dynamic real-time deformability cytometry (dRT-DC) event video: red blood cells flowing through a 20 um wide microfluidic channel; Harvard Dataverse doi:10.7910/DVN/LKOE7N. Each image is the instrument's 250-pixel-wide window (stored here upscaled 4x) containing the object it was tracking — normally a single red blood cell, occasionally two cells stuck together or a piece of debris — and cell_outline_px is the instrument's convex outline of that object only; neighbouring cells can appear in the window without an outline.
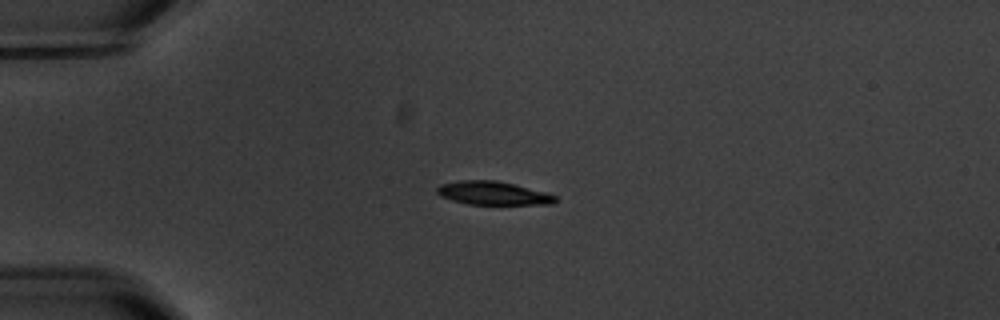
{"species": "common noctule bat (a hibernating species)", "species_latin": "Nyctalus noctula", "temperature_condition": "warm", "stored_images_in_passage": 3, "camera_frame_rate_fps": 3000, "um_per_image_px": 0.085, "animal": {"sex": "male", "body_mass_g": 20.1, "forearm_length_mm": 53.5}, "frame": {"image": 1, "passage_image": 1, "time_ms": 0.0, "image_size_px": [1000, 320], "cell_outline_px": [[556, 200], [552, 204], [468, 204], [452, 200], [440, 196], [436, 192], [436, 188], [440, 184], [460, 180], [496, 180], [548, 192], [556, 196]], "centroid_in_image_um": [41.89, 16.41], "position_along_channel_um": 43.1, "area_um2": 16.18}}